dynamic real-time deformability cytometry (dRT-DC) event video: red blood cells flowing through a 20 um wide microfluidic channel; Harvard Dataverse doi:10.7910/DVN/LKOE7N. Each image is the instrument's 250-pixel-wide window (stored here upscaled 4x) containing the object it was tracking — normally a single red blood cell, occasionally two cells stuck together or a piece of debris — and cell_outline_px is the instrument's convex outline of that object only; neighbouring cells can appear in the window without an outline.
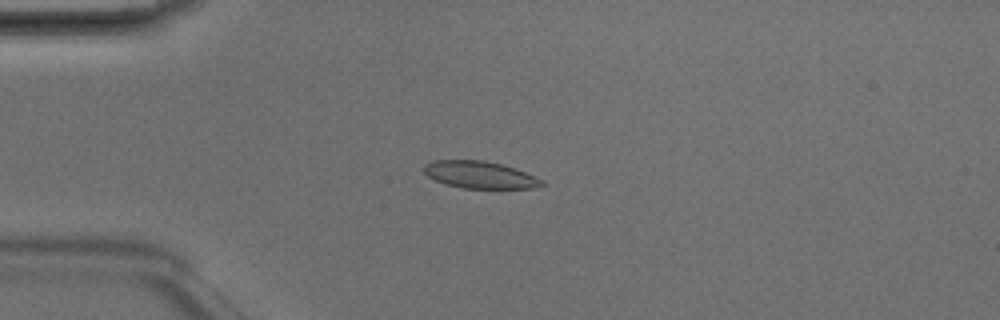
{"species": "Egyptian fruit bat (a non-hibernating species)", "species_latin": "Rousettus aegyptiacus", "temperature_condition": "room temperature", "stored_images_in_passage": 5, "camera_frame_rate_fps": 3000, "um_per_image_px": 0.085, "animal": {"sex": "male"}, "frame": {"image": 1, "passage_image": 4, "time_ms": 1.0, "image_size_px": [1000, 320], "cell_outline_px": [[544, 184], [532, 188], [464, 188], [444, 184], [428, 176], [424, 172], [424, 164], [432, 160], [484, 160], [504, 164], [516, 168], [544, 180]], "centroid_in_image_um": [40.79, 14.84], "position_along_channel_um": 44.2, "area_um2": 18.73}}
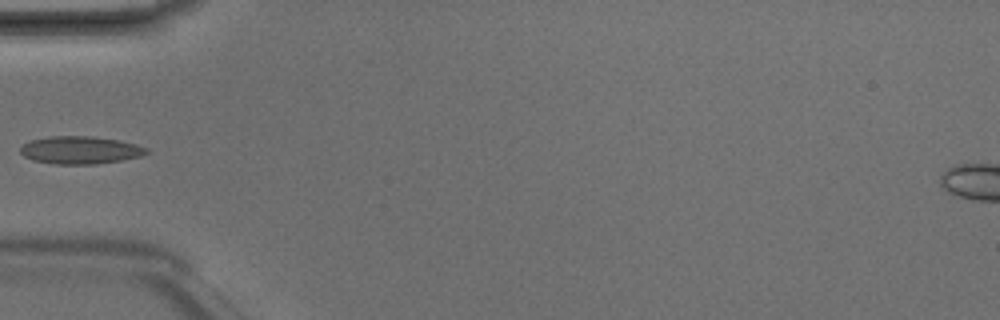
{"frame": {"image": 2, "passage_image": 5, "time_ms": 1.333, "image_size_px": [1000, 320], "cell_outline_px": [[148, 152], [140, 156], [120, 160], [96, 164], [56, 164], [32, 160], [24, 156], [20, 152], [20, 148], [24, 144], [32, 140], [48, 136], [92, 136], [120, 140], [136, 144], [148, 148]], "centroid_in_image_um": [6.82, 12.75], "position_along_channel_um": 78.2, "area_um2": 20.29}}